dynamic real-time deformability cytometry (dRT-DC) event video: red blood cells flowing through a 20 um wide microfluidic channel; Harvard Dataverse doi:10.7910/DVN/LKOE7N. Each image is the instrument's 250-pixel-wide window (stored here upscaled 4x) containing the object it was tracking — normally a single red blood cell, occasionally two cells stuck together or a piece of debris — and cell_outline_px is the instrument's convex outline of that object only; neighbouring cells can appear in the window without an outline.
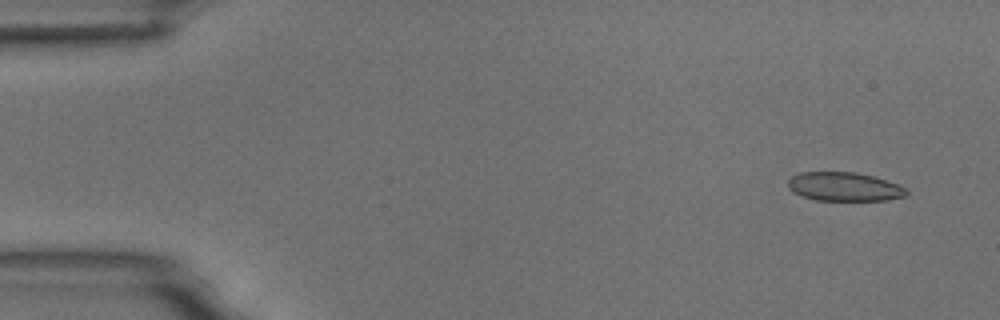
{"species": "common noctule bat (a hibernating species)", "species_latin": "Nyctalus noctula", "temperature_condition": "room temperature", "stored_images_in_passage": 3, "camera_frame_rate_fps": 3000, "um_per_image_px": 0.085, "animal": {"sex": "male", "body_mass_g": 18.8}, "frame": {"image": 1, "passage_image": 1, "time_ms": 0.0, "image_size_px": [1000, 320], "cell_outline_px": [[908, 192], [904, 196], [888, 200], [816, 200], [800, 196], [792, 192], [788, 188], [788, 180], [792, 176], [800, 172], [856, 172], [872, 176], [896, 184], [904, 188]], "centroid_in_image_um": [71.69, 15.87], "position_along_channel_um": 13.3, "area_um2": 19.77}}